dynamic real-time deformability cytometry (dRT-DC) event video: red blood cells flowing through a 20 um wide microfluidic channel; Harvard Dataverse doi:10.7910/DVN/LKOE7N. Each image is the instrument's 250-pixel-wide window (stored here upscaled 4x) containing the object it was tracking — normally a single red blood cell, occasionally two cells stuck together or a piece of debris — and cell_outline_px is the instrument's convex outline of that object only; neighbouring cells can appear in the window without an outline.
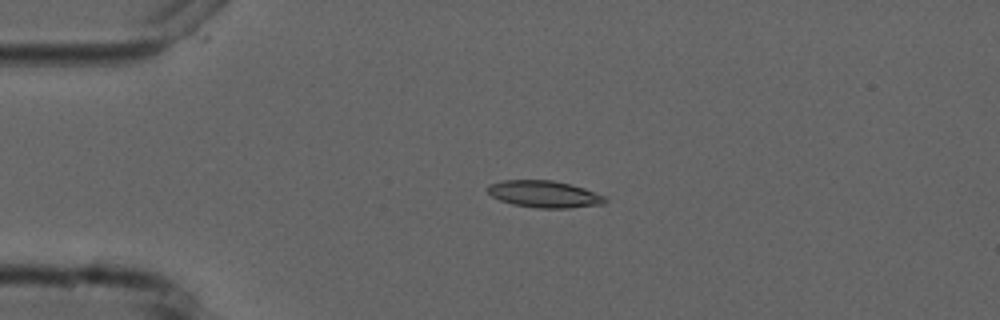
{"species": "common noctule bat (a hibernating species)", "species_latin": "Nyctalus noctula", "temperature_condition": "cold", "stored_images_in_passage": 6, "camera_frame_rate_fps": 3000, "um_per_image_px": 0.085, "animal": {"sex": "male", "forearm_length_mm": 52.5}, "frame": {"image": 1, "passage_image": 4, "time_ms": 3.333, "image_size_px": [1000, 320], "cell_outline_px": [[608, 200], [604, 204], [568, 208], [536, 208], [512, 204], [500, 200], [492, 196], [488, 192], [488, 184], [504, 180], [552, 180], [584, 188], [604, 196]], "centroid_in_image_um": [46.26, 16.5], "position_along_channel_um": 38.7, "area_um2": 18.32}}
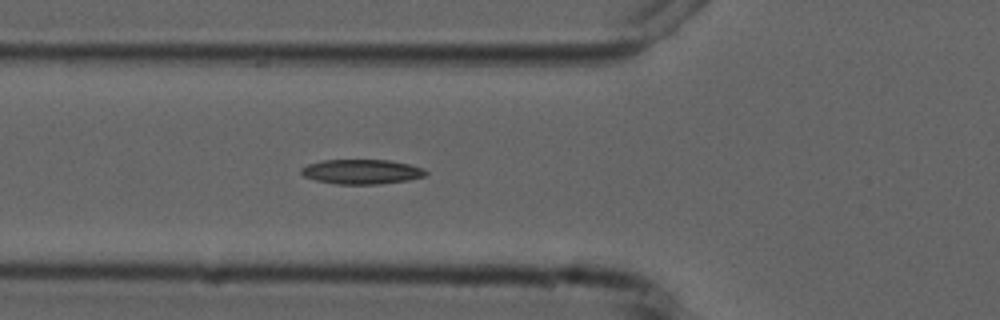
{"frame": {"image": 2, "passage_image": 6, "time_ms": 5.667, "image_size_px": [1000, 320], "cell_outline_px": [[428, 172], [424, 176], [408, 180], [380, 184], [336, 184], [316, 180], [304, 176], [300, 172], [300, 168], [308, 164], [324, 160], [388, 160], [408, 164], [424, 168]], "centroid_in_image_um": [30.73, 14.59], "position_along_channel_um": 95.1, "area_um2": 17.86}}